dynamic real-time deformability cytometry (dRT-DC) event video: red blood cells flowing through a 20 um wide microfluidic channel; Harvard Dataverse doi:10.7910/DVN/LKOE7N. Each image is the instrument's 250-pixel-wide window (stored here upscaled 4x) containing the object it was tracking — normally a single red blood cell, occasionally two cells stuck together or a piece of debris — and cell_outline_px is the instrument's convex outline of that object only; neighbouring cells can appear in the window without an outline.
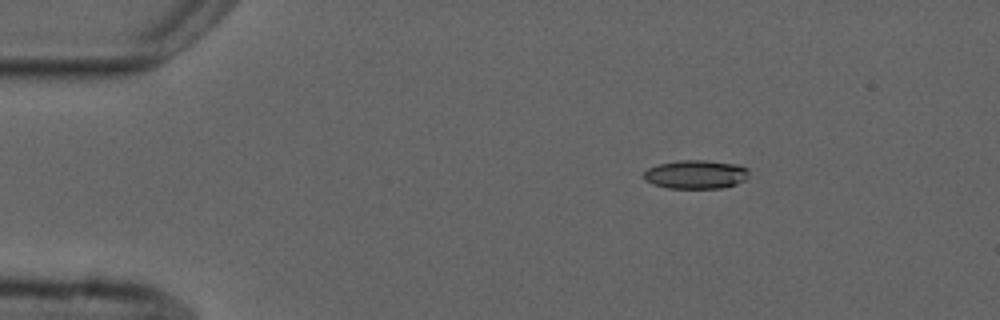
{"species": "common noctule bat (a hibernating species)", "species_latin": "Nyctalus noctula", "temperature_condition": "cold", "stored_images_in_passage": 4, "camera_frame_rate_fps": 3000, "um_per_image_px": 0.085, "animal": {"sex": "male", "forearm_length_mm": 52.5}, "frame": {"image": 1, "passage_image": 2, "time_ms": 1.0, "image_size_px": [1000, 320], "cell_outline_px": [[748, 176], [744, 180], [736, 184], [724, 188], [668, 188], [652, 184], [644, 180], [644, 172], [648, 168], [660, 164], [680, 160], [704, 160], [740, 164], [748, 168]], "centroid_in_image_um": [59.17, 14.82], "position_along_channel_um": 25.8, "area_um2": 17.69}}
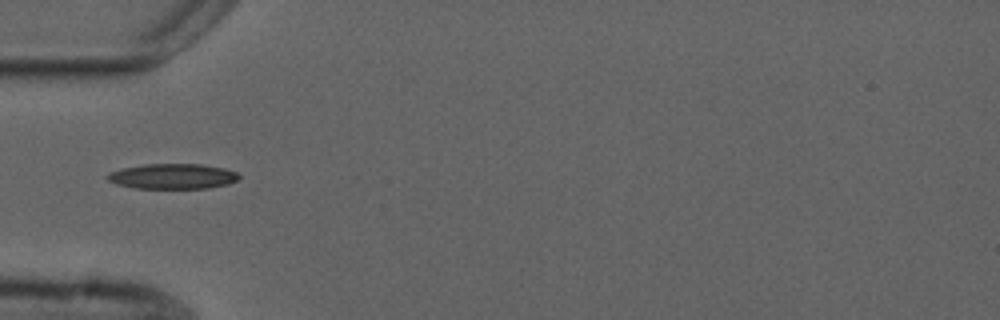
{"frame": {"image": 2, "passage_image": 4, "time_ms": 4.0, "image_size_px": [1000, 320], "cell_outline_px": [[240, 176], [236, 180], [228, 184], [208, 188], [132, 188], [116, 184], [108, 180], [104, 176], [108, 172], [124, 168], [144, 164], [200, 164], [224, 168], [236, 172]], "centroid_in_image_um": [14.63, 14.99], "position_along_channel_um": 70.4, "area_um2": 19.36}}